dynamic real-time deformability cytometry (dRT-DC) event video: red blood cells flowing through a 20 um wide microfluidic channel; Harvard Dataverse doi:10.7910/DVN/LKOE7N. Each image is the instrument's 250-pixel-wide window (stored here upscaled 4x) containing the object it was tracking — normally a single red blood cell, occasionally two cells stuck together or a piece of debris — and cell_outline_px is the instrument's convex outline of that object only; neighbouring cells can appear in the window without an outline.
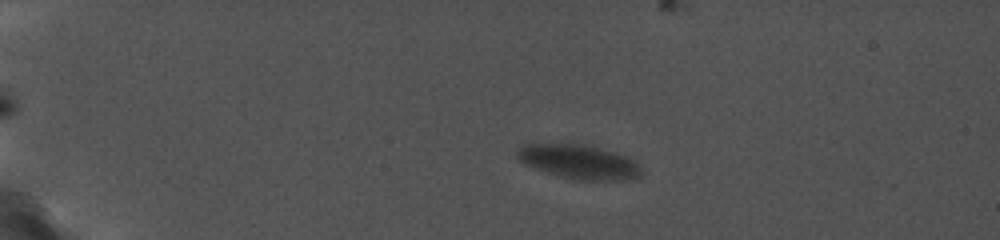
{"species": "common noctule bat (a hibernating species)", "species_latin": "Nyctalus noctula", "temperature_condition": "cold", "stored_images_in_passage": 35, "camera_frame_rate_fps": 5000, "um_per_image_px": 0.085, "animal": {"sex": "female", "body_mass_g": 19.0, "forearm_length_mm": 56.7}, "frame": {"image": 1, "passage_image": 22, "time_ms": 5.2, "image_size_px": [1000, 240], "cell_outline_px": [[644, 172], [640, 176], [624, 180], [580, 180], [548, 172], [524, 164], [516, 156], [516, 148], [520, 144], [532, 140], [592, 144], [636, 160], [640, 164]], "centroid_in_image_um": [49.14, 13.66], "position_along_channel_um": 35.9, "area_um2": 25.95}}